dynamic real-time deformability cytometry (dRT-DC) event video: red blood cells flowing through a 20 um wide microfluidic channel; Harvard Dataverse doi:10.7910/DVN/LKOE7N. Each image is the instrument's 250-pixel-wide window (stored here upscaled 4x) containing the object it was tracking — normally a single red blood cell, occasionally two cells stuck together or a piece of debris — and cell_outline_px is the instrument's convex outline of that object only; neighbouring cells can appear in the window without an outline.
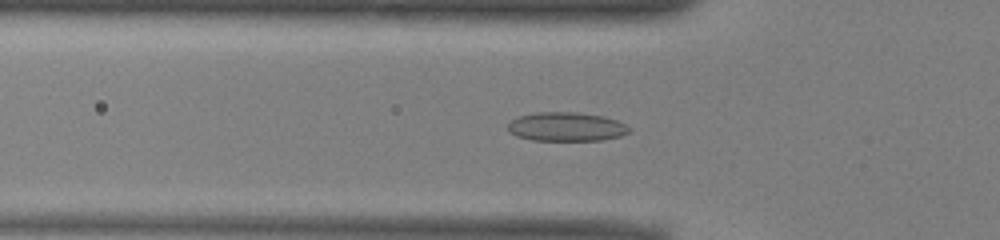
{"species": "common noctule bat (a hibernating species)", "species_latin": "Nyctalus noctula", "temperature_condition": "warm", "stored_images_in_passage": 51, "camera_frame_rate_fps": 3000, "um_per_image_px": 0.085, "animal": {"sex": "male", "body_mass_g": 13.0, "forearm_length_mm": 53.1}, "frame": {"image": 1, "passage_image": 16, "time_ms": 5.0, "image_size_px": [1000, 240], "cell_outline_px": [[632, 128], [628, 132], [620, 136], [600, 140], [532, 140], [516, 136], [508, 132], [508, 124], [516, 116], [536, 112], [576, 112], [604, 116], [628, 124]], "centroid_in_image_um": [48.13, 10.76], "position_along_channel_um": 77.7, "area_um2": 20.63}}
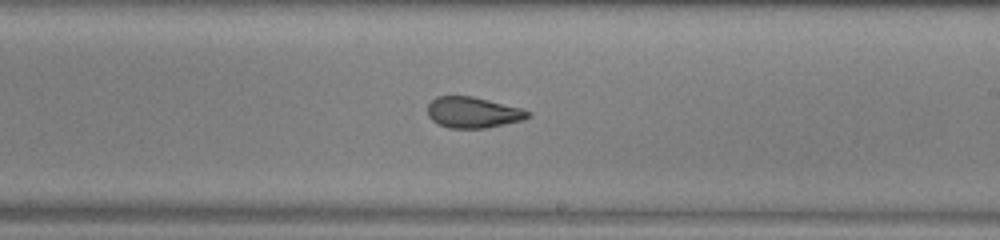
{"frame": {"image": 2, "passage_image": 29, "time_ms": 9.333, "image_size_px": [1000, 240], "cell_outline_px": [[532, 116], [524, 120], [484, 128], [448, 128], [432, 120], [428, 116], [428, 104], [436, 96], [472, 96], [524, 108], [532, 112]], "centroid_in_image_um": [40.26, 9.55], "position_along_channel_um": 248.7, "area_um2": 18.26}}
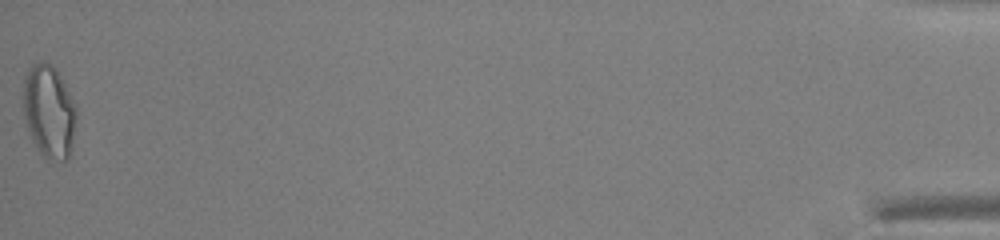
{"frame": {"image": 3, "passage_image": 51, "time_ms": 16.667, "image_size_px": [1000, 240], "cell_outline_px": [[76, 116], [72, 144], [68, 160], [60, 160], [44, 156], [36, 148], [32, 140], [24, 116], [24, 76], [28, 68], [32, 64], [44, 60], [52, 64], [60, 76], [76, 104]], "centroid_in_image_um": [4.17, 9.43], "position_along_channel_um": 431.0, "area_um2": 28.61}, "authors_computed_cell_mechanics": {"area_um2": 19.9988, "velocity_mm_per_s": 3.9402, "shape_relaxation_time_tau1_ms": 9.765, "shape_relaxation_time_tau2_ms": 1.3227, "deformation_change_tau1": 0.2472, "deformation_change_tau2": 0.0741}}